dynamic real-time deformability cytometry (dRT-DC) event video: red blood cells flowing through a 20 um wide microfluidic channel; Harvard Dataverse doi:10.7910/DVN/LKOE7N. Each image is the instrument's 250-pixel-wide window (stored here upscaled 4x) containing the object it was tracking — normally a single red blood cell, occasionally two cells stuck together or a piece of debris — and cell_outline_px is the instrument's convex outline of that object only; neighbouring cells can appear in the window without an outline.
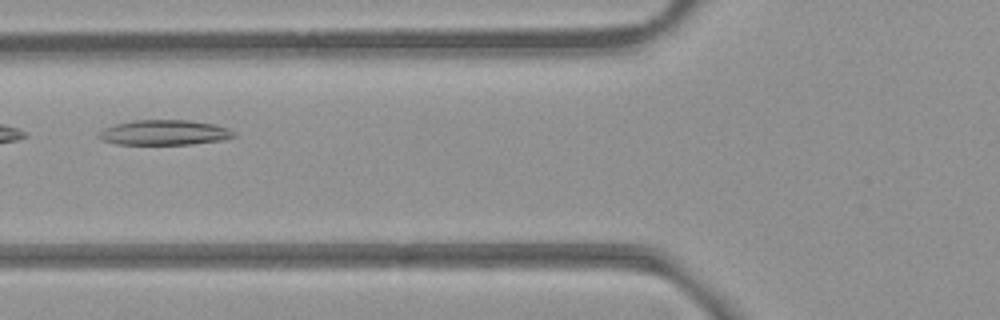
{"species": "common noctule bat (a hibernating species)", "species_latin": "Nyctalus noctula", "temperature_condition": "room temperature", "stored_images_in_passage": 8, "camera_frame_rate_fps": 3000, "um_per_image_px": 0.085, "animal": {"sex": "female", "body_mass_g": 21.9}, "frame": {"image": 1, "passage_image": 4, "time_ms": 1.0, "image_size_px": [1000, 320], "cell_outline_px": [[236, 136], [220, 140], [192, 144], [116, 144], [100, 140], [96, 136], [96, 132], [104, 128], [116, 124], [132, 120], [188, 120], [216, 124], [228, 128], [236, 132]], "centroid_in_image_um": [13.93, 11.26], "position_along_channel_um": 111.9, "area_um2": 19.94}}